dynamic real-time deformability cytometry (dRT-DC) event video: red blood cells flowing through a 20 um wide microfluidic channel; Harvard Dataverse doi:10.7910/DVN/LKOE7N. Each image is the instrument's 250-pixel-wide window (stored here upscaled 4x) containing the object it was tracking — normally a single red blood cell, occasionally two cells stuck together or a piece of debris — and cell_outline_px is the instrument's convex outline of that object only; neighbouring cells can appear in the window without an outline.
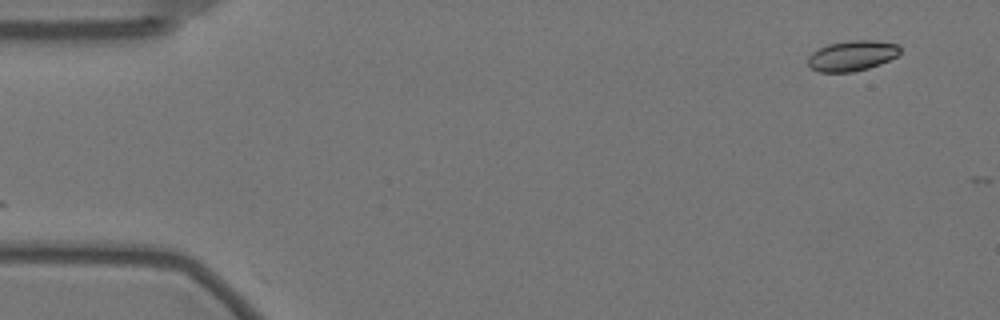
{"species": "Egyptian fruit bat (a non-hibernating species)", "species_latin": "Rousettus aegyptiacus", "temperature_condition": "warm", "stored_images_in_passage": 4, "camera_frame_rate_fps": 3000, "um_per_image_px": 0.085, "animal": {"sex": "female"}, "frame": {"image": 1, "passage_image": 1, "time_ms": 0.0, "image_size_px": [1000, 320], "cell_outline_px": [[900, 52], [896, 56], [880, 64], [868, 68], [852, 72], [820, 72], [812, 68], [808, 64], [808, 56], [812, 52], [828, 44], [852, 40], [872, 40], [896, 44], [900, 48]], "centroid_in_image_um": [72.41, 4.74], "position_along_channel_um": 12.6, "area_um2": 16.13}}